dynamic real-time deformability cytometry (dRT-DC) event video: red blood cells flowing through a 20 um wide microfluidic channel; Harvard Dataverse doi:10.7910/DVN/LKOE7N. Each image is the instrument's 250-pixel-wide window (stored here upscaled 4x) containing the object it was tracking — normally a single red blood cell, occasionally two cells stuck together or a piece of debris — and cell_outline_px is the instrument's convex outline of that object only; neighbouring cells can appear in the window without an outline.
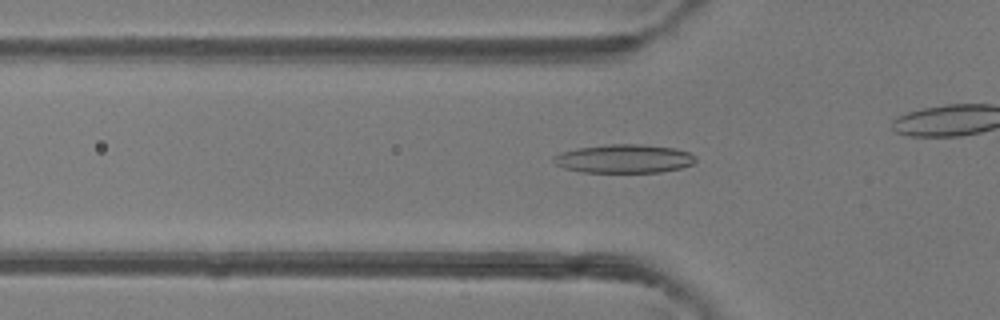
{"species": "common noctule bat (a hibernating species)", "species_latin": "Nyctalus noctula", "temperature_condition": "room temperature", "stored_images_in_passage": 36, "camera_frame_rate_fps": 3000, "um_per_image_px": 0.085, "animal": {"sex": "female"}, "frame": {"image": 1, "passage_image": 14, "time_ms": 4.333, "image_size_px": [1000, 320], "cell_outline_px": [[696, 160], [692, 164], [680, 168], [660, 172], [580, 172], [564, 168], [556, 164], [552, 160], [552, 156], [560, 152], [580, 148], [608, 144], [640, 144], [672, 148], [688, 152], [696, 156]], "centroid_in_image_um": [53.02, 13.49], "position_along_channel_um": 72.8, "area_um2": 23.58}}
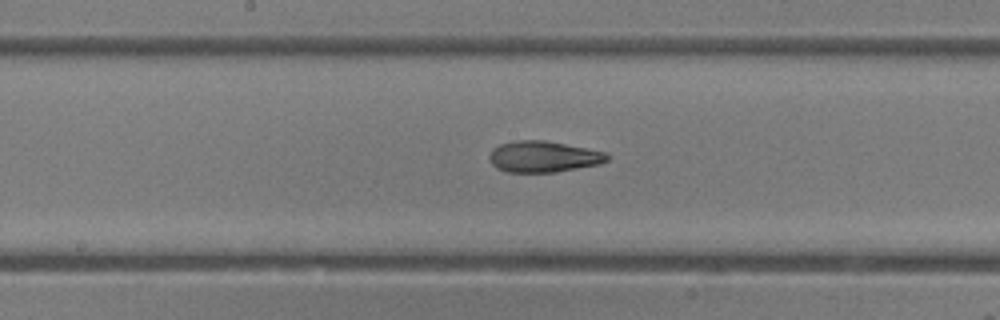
{"frame": {"image": 2, "passage_image": 23, "time_ms": 7.333, "image_size_px": [1000, 320], "cell_outline_px": [[608, 160], [600, 164], [556, 172], [504, 172], [496, 168], [492, 164], [488, 156], [492, 148], [500, 144], [516, 140], [544, 140], [604, 152], [608, 156]], "centroid_in_image_um": [46.13, 13.32], "position_along_channel_um": 202.1, "area_um2": 21.33}}
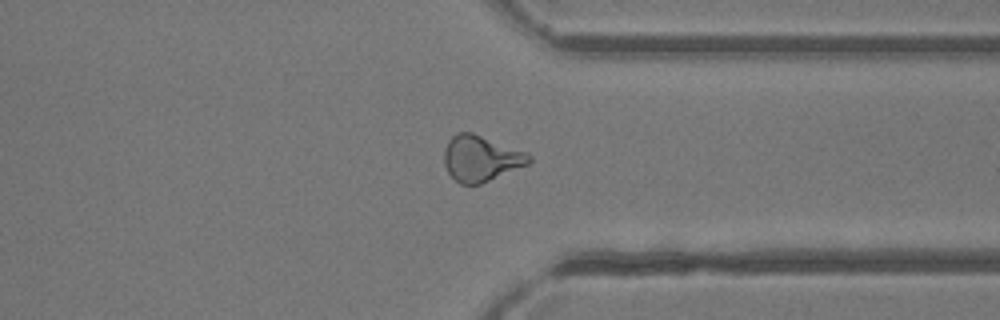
{"frame": {"image": 3, "passage_image": 35, "time_ms": 11.333, "image_size_px": [1000, 320], "cell_outline_px": [[532, 160], [528, 164], [480, 184], [460, 184], [448, 172], [444, 164], [444, 152], [448, 140], [456, 132], [472, 132], [528, 152], [532, 156]], "centroid_in_image_um": [40.88, 13.45], "position_along_channel_um": 370.5, "area_um2": 22.66}}